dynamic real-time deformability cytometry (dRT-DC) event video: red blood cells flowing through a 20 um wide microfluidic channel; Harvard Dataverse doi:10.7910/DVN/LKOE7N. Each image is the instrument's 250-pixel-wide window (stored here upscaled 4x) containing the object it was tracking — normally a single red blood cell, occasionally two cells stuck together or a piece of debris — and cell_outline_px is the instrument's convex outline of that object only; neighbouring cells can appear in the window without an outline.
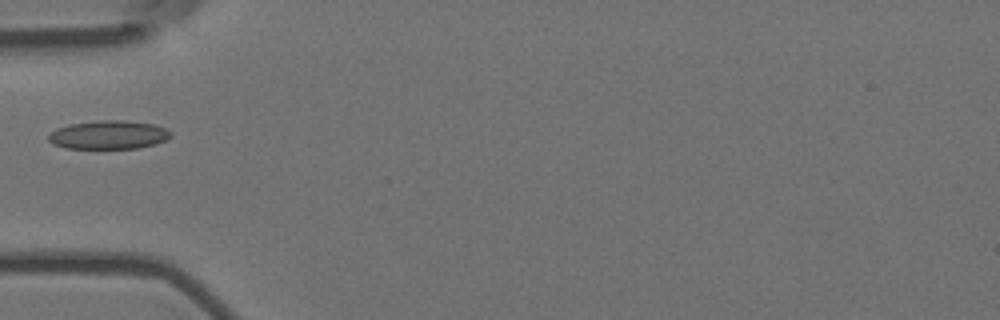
{"species": "Egyptian fruit bat (a non-hibernating species)", "species_latin": "Rousettus aegyptiacus", "temperature_condition": "room temperature", "stored_images_in_passage": 4, "camera_frame_rate_fps": 3000, "um_per_image_px": 0.085, "animal": {"sex": "female"}, "frame": {"image": 1, "passage_image": 3, "time_ms": 0.667, "image_size_px": [1000, 320], "cell_outline_px": [[172, 136], [156, 144], [136, 148], [64, 148], [52, 144], [48, 140], [48, 136], [56, 128], [68, 124], [104, 120], [128, 120], [156, 124], [172, 132]], "centroid_in_image_um": [9.24, 11.45], "position_along_channel_um": 75.8, "area_um2": 20.46}}
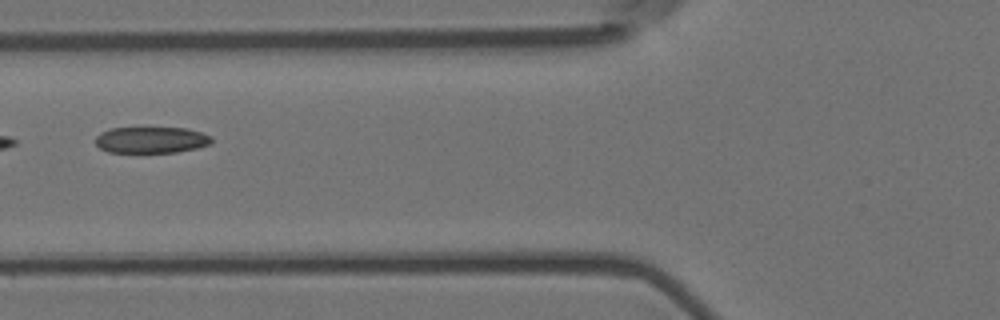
{"frame": {"image": 2, "passage_image": 4, "time_ms": 1.0, "image_size_px": [1000, 320], "cell_outline_px": [[212, 140], [208, 144], [196, 148], [176, 152], [108, 152], [100, 148], [96, 144], [96, 136], [100, 132], [112, 128], [188, 128], [212, 136]], "centroid_in_image_um": [12.84, 11.89], "position_along_channel_um": 113.0, "area_um2": 17.69}}